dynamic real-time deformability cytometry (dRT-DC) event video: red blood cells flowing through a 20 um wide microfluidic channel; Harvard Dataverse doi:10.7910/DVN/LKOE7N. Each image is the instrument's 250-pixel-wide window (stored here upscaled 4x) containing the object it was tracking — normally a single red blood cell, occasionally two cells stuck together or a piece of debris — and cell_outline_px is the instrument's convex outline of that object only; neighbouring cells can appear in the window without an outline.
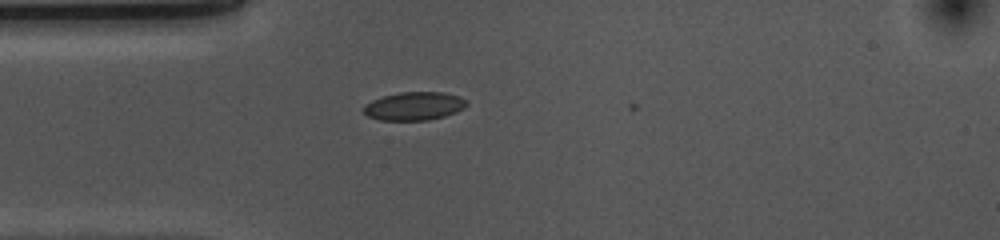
{"species": "common noctule bat (a hibernating species)", "species_latin": "Nyctalus noctula", "temperature_condition": "cold", "stored_images_in_passage": 2, "camera_frame_rate_fps": 3000, "um_per_image_px": 0.085, "animal": {"sex": "female", "body_mass_g": 10.0, "forearm_length_mm": 53.1}, "frame": {"image": 1, "passage_image": 1, "time_ms": 0.0, "image_size_px": [1000, 240], "cell_outline_px": [[468, 104], [464, 108], [456, 112], [444, 116], [428, 120], [380, 120], [368, 116], [364, 112], [364, 104], [372, 100], [384, 96], [400, 92], [444, 92], [460, 96], [468, 100]], "centroid_in_image_um": [35.24, 9.01], "position_along_channel_um": 49.8, "area_um2": 17.05}}